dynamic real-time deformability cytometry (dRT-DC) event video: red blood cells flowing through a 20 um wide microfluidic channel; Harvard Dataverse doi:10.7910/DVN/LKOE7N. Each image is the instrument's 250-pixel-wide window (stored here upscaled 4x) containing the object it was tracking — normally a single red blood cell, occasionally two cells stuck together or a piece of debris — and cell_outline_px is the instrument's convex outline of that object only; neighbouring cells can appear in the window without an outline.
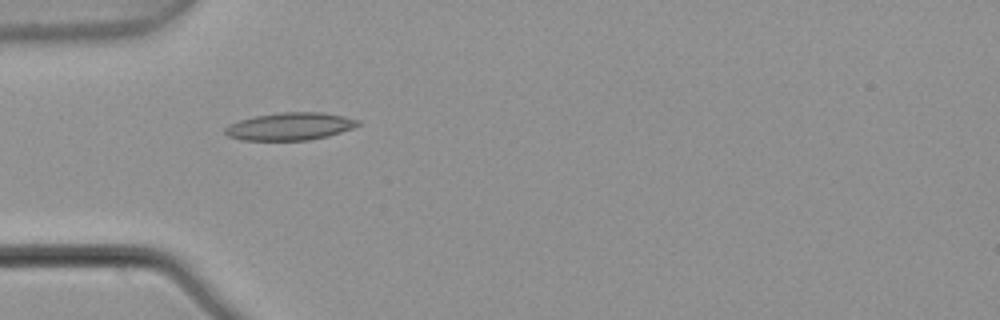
{"species": "common noctule bat (a hibernating species)", "species_latin": "Nyctalus noctula", "temperature_condition": "warm", "stored_images_in_passage": 3, "camera_frame_rate_fps": 3000, "um_per_image_px": 0.085, "animal": {"sex": "male", "body_mass_g": 21.5, "forearm_length_mm": 52.0}, "frame": {"image": 1, "passage_image": 2, "time_ms": 0.333, "image_size_px": [1000, 320], "cell_outline_px": [[360, 124], [352, 128], [328, 136], [308, 140], [240, 140], [228, 136], [224, 132], [224, 128], [228, 124], [240, 120], [256, 116], [280, 112], [324, 112], [344, 116], [360, 120]], "centroid_in_image_um": [24.64, 10.74], "position_along_channel_um": 60.4, "area_um2": 21.39}}
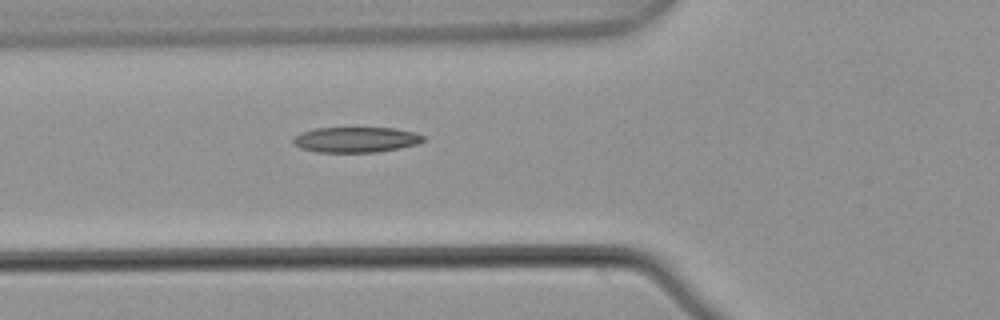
{"frame": {"image": 2, "passage_image": 3, "time_ms": 0.667, "image_size_px": [1000, 320], "cell_outline_px": [[424, 140], [416, 144], [400, 148], [376, 152], [316, 152], [300, 148], [292, 144], [292, 140], [300, 132], [316, 128], [396, 128], [416, 132], [424, 136]], "centroid_in_image_um": [30.23, 11.87], "position_along_channel_um": 95.6, "area_um2": 19.36}}